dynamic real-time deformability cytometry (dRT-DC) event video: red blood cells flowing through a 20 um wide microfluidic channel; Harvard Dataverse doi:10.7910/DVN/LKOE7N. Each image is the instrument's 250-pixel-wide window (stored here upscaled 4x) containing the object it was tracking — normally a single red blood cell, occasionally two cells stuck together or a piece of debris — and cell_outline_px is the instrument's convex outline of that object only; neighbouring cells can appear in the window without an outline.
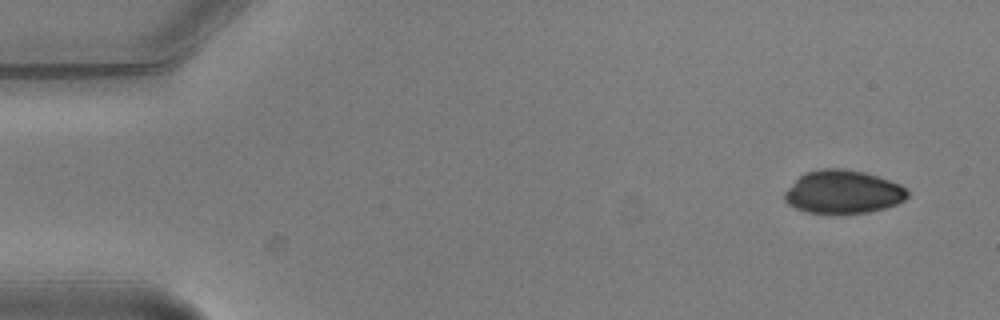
{"species": "common noctule bat (a hibernating species)", "species_latin": "Nyctalus noctula", "temperature_condition": "warm", "stored_images_in_passage": 9, "camera_frame_rate_fps": 3000, "um_per_image_px": 0.085, "animal": {"sex": "male", "body_mass_g": 20.5, "forearm_length_mm": 52.5}, "frame": {"image": 1, "passage_image": 1, "time_ms": 0.0, "image_size_px": [1000, 320], "cell_outline_px": [[908, 196], [904, 200], [896, 204], [884, 208], [868, 212], [804, 212], [788, 204], [784, 200], [784, 192], [804, 172], [820, 168], [844, 168], [864, 172], [900, 184], [908, 192]], "centroid_in_image_um": [71.63, 16.29], "position_along_channel_um": 13.4, "area_um2": 30.63}}